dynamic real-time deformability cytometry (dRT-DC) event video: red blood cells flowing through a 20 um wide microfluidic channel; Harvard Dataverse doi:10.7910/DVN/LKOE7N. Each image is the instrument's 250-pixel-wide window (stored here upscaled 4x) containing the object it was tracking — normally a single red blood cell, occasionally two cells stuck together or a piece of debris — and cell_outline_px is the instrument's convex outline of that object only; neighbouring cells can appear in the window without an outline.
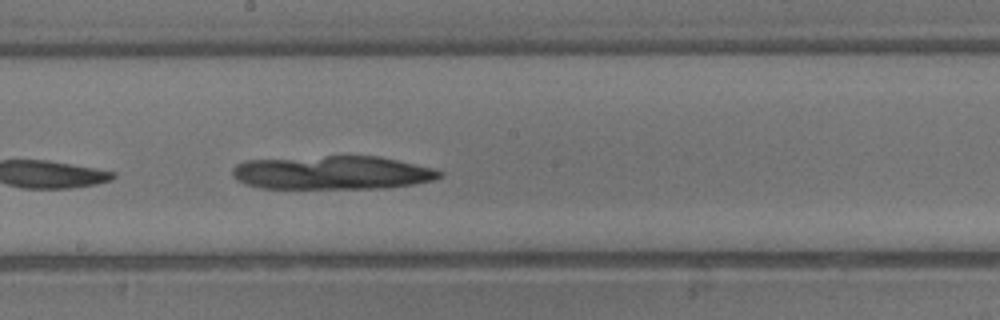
{"species": "common noctule bat (a hibernating species)", "species_latin": "Nyctalus noctula", "temperature_condition": "warm", "stored_images_in_passage": 16, "camera_frame_rate_fps": 3000, "um_per_image_px": 0.085, "animal": {"sex": "male", "body_mass_g": 13.3}, "frame": {"image": 1, "passage_image": 16, "time_ms": 5.0, "image_size_px": [1000, 320], "cell_outline_px": [[444, 176], [432, 180], [412, 184], [384, 188], [260, 188], [236, 180], [232, 176], [232, 168], [236, 164], [248, 160], [324, 156], [380, 156], [432, 168], [444, 172]], "centroid_in_image_um": [28.24, 14.67], "position_along_channel_um": 220.0, "area_um2": 40.52}}